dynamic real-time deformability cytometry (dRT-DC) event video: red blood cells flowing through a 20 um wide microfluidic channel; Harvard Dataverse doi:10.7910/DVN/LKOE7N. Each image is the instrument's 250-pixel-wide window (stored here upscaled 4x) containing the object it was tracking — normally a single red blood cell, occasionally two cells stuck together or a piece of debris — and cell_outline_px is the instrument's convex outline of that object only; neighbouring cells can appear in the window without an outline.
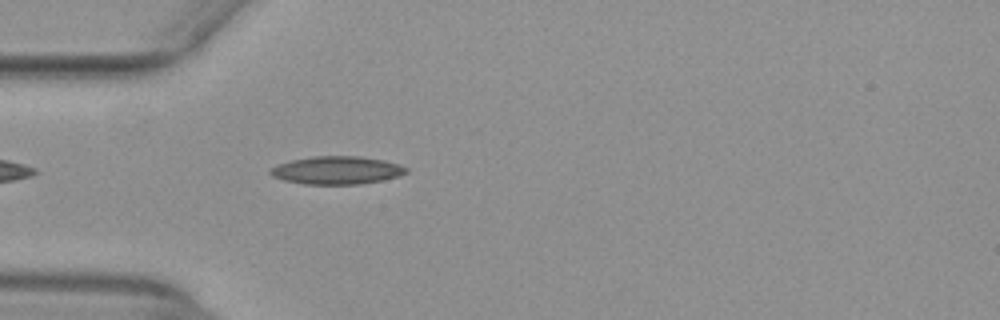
{"species": "common noctule bat (a hibernating species)", "species_latin": "Nyctalus noctula", "temperature_condition": "warm", "stored_images_in_passage": 7, "camera_frame_rate_fps": 3000, "um_per_image_px": 0.085, "animal": {"sex": "female", "body_mass_g": 29.2, "forearm_length_mm": 56.3}, "frame": {"image": 1, "passage_image": 3, "time_ms": 0.667, "image_size_px": [1000, 320], "cell_outline_px": [[408, 172], [400, 176], [360, 184], [304, 184], [284, 180], [272, 176], [268, 172], [272, 168], [280, 164], [292, 160], [312, 156], [360, 156], [384, 160], [400, 164], [408, 168]], "centroid_in_image_um": [28.67, 14.47], "position_along_channel_um": 56.3, "area_um2": 22.08}}
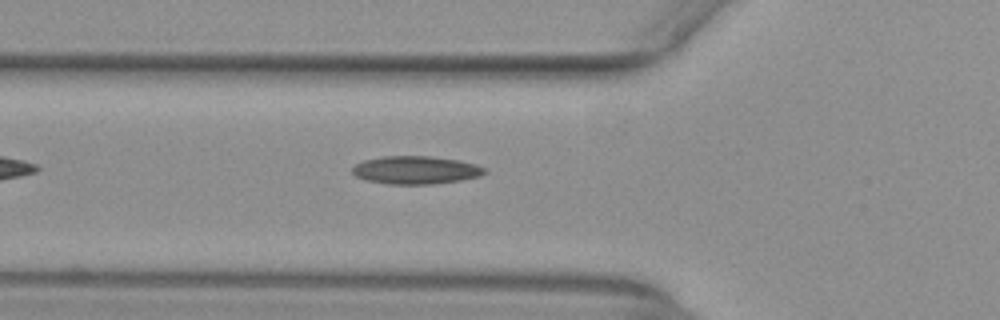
{"frame": {"image": 2, "passage_image": 6, "time_ms": 1.667, "image_size_px": [1000, 320], "cell_outline_px": [[488, 172], [480, 176], [460, 180], [432, 184], [388, 184], [368, 180], [356, 176], [352, 172], [352, 168], [356, 164], [364, 160], [384, 156], [428, 156], [460, 160], [476, 164], [488, 168]], "centroid_in_image_um": [35.39, 14.45], "position_along_channel_um": 90.4, "area_um2": 21.62}}